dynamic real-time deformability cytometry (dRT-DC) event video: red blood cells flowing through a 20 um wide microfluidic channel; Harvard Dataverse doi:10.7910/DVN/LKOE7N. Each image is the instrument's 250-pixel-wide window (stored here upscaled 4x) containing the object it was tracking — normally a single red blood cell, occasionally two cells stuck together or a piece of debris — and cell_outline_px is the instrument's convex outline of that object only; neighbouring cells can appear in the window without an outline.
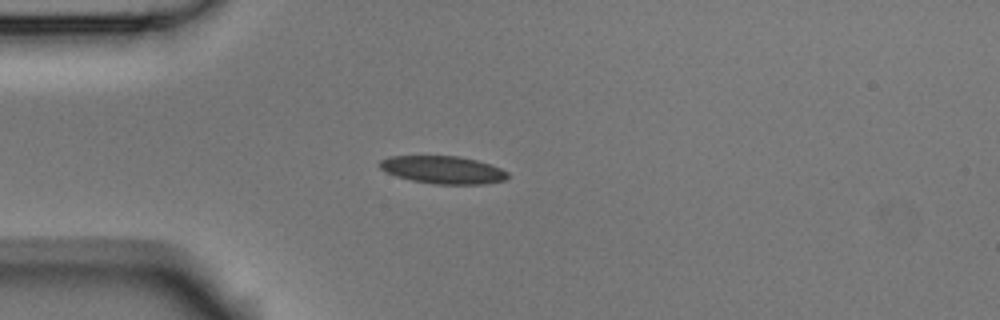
{"species": "Egyptian fruit bat (a non-hibernating species)", "species_latin": "Rousettus aegyptiacus", "temperature_condition": "room temperature", "stored_images_in_passage": 4, "camera_frame_rate_fps": 3000, "um_per_image_px": 0.085, "animal": {"sex": "male"}, "frame": {"image": 1, "passage_image": 4, "time_ms": 1.0, "image_size_px": [1000, 320], "cell_outline_px": [[508, 176], [504, 180], [484, 184], [432, 184], [412, 180], [396, 176], [380, 168], [380, 160], [388, 156], [460, 156], [476, 160], [500, 168], [508, 172]], "centroid_in_image_um": [37.64, 14.43], "position_along_channel_um": 47.4, "area_um2": 20.52}}